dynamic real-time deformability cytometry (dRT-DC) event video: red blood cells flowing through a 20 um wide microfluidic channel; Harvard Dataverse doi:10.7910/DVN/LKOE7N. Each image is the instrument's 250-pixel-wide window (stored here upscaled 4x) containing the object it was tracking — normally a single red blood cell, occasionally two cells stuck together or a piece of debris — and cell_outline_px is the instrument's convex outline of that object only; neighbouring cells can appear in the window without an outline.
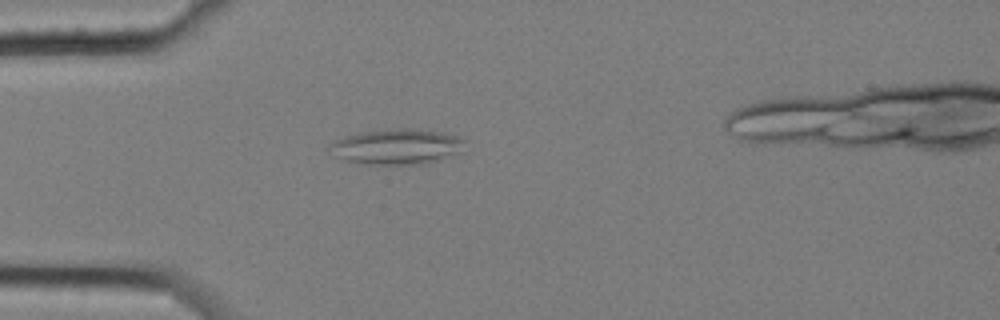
{"species": "common noctule bat (a hibernating species)", "species_latin": "Nyctalus noctula", "temperature_condition": "cold", "stored_images_in_passage": 1, "camera_frame_rate_fps": 3000, "um_per_image_px": 0.085, "animal": {"sex": "female", "body_mass_g": 25.1}, "frame": {"image": 1, "passage_image": 1, "time_ms": 0.0, "image_size_px": [1000, 320], "cell_outline_px": [[464, 152], [424, 164], [372, 164], [344, 160], [336, 156], [324, 148], [336, 140], [344, 136], [360, 132], [400, 128], [408, 128], [444, 132], [456, 136], [464, 140]], "centroid_in_image_um": [33.73, 12.46], "position_along_channel_um": 51.3, "area_um2": 28.03}}